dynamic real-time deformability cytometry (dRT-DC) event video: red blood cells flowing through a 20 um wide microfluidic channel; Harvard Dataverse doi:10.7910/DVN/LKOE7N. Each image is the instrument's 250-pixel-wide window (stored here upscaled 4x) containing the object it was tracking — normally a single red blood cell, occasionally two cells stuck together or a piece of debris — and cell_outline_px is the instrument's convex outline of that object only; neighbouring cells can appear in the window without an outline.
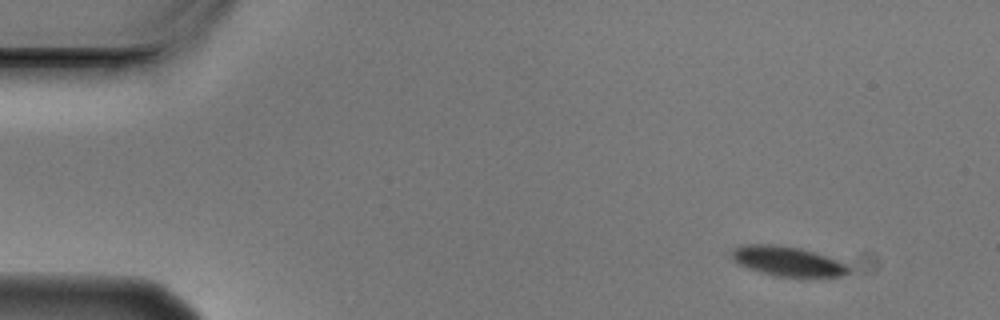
{"species": "Egyptian fruit bat (a non-hibernating species)", "species_latin": "Rousettus aegyptiacus", "temperature_condition": "cold", "stored_images_in_passage": 4, "camera_frame_rate_fps": 3000, "um_per_image_px": 0.085, "animal": {"sex": "male"}, "frame": {"image": 1, "passage_image": 1, "time_ms": 0.0, "image_size_px": [1000, 320], "cell_outline_px": [[848, 272], [840, 276], [772, 276], [748, 268], [732, 260], [732, 248], [740, 244], [776, 244], [800, 248], [848, 264]], "centroid_in_image_um": [66.85, 22.19], "position_along_channel_um": 18.1, "area_um2": 20.0}}
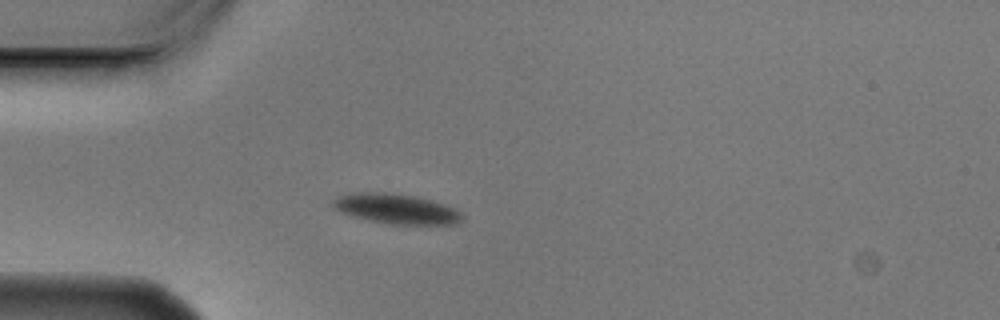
{"frame": {"image": 2, "passage_image": 4, "time_ms": 1.0, "image_size_px": [1000, 320], "cell_outline_px": [[464, 216], [456, 224], [388, 224], [368, 220], [352, 216], [340, 212], [332, 208], [332, 200], [340, 196], [356, 192], [384, 192], [412, 196], [432, 200], [444, 204], [460, 212]], "centroid_in_image_um": [33.63, 17.75], "position_along_channel_um": 51.4, "area_um2": 22.43}}